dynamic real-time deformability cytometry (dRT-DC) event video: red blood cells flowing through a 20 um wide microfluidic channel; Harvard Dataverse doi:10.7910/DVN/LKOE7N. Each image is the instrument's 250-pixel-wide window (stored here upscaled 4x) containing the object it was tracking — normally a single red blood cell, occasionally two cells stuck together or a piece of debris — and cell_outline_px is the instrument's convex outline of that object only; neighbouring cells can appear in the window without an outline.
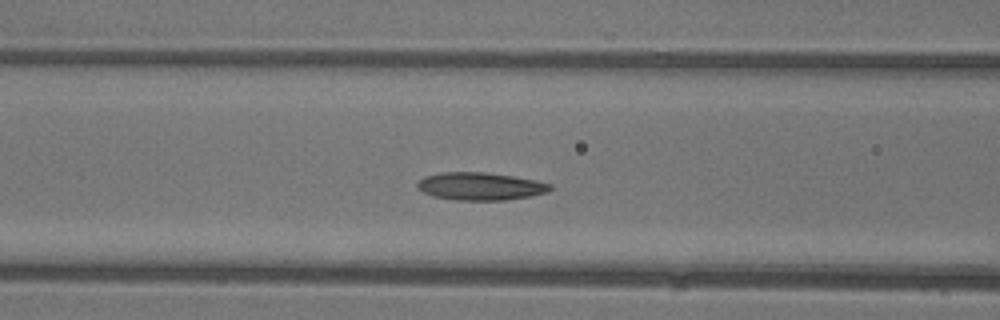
{"species": "common noctule bat (a hibernating species)", "species_latin": "Nyctalus noctula", "temperature_condition": "warm", "stored_images_in_passage": 40, "camera_frame_rate_fps": 3000, "um_per_image_px": 0.085, "animal": {"sex": "female"}, "frame": {"image": 1, "passage_image": 11, "time_ms": 3.333, "image_size_px": [1000, 320], "cell_outline_px": [[552, 188], [548, 192], [532, 196], [504, 200], [456, 200], [432, 196], [416, 188], [416, 184], [424, 176], [440, 172], [484, 172], [512, 176], [536, 180], [552, 184]], "centroid_in_image_um": [40.82, 15.83], "position_along_channel_um": 125.8, "area_um2": 21.56}}
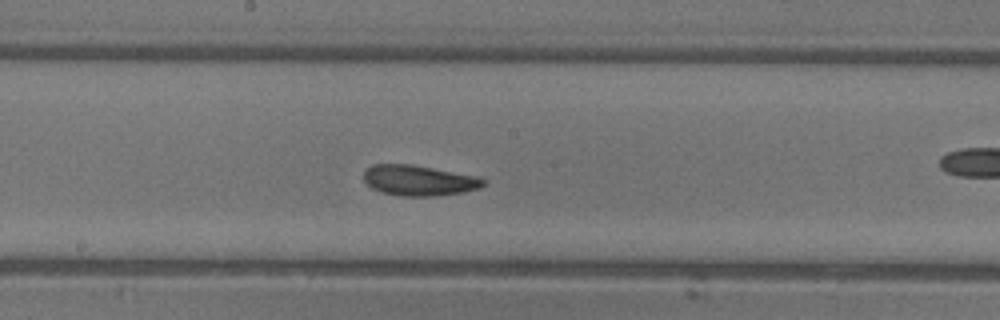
{"frame": {"image": 2, "passage_image": 17, "time_ms": 5.333, "image_size_px": [1000, 320], "cell_outline_px": [[484, 184], [480, 188], [464, 192], [432, 196], [400, 196], [380, 192], [372, 188], [364, 180], [364, 172], [372, 164], [412, 164], [480, 176], [484, 180]], "centroid_in_image_um": [35.62, 15.33], "position_along_channel_um": 212.6, "area_um2": 21.39}}
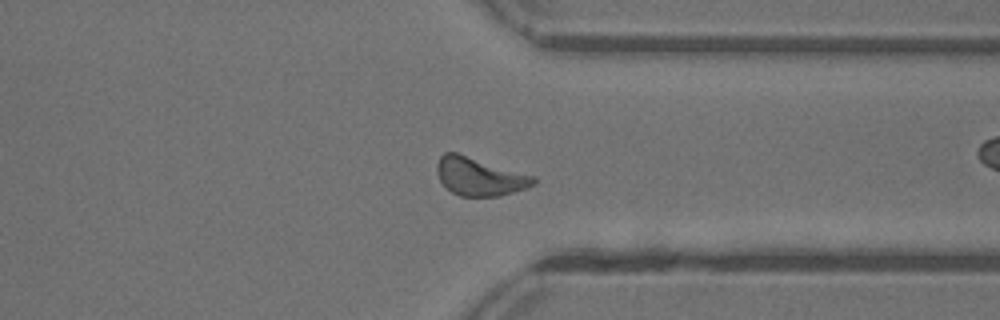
{"frame": {"image": 3, "passage_image": 28, "time_ms": 9.0, "image_size_px": [1000, 320], "cell_outline_px": [[536, 184], [528, 188], [500, 196], [460, 196], [452, 192], [440, 180], [436, 172], [436, 164], [440, 156], [444, 152], [456, 152], [536, 176]], "centroid_in_image_um": [40.78, 15.0], "position_along_channel_um": 370.6, "area_um2": 21.62}, "authors_computed_cell_mechanics": {"area_um2": 20.8947, "velocity_mm_per_s": 4.3444, "shape_relaxation_time_tau1_ms": 2.9956, "shape_relaxation_time_tau2_ms": 4.0097, "deformation_change_tau1": 0.1136, "deformation_change_tau2": 0.1201}}